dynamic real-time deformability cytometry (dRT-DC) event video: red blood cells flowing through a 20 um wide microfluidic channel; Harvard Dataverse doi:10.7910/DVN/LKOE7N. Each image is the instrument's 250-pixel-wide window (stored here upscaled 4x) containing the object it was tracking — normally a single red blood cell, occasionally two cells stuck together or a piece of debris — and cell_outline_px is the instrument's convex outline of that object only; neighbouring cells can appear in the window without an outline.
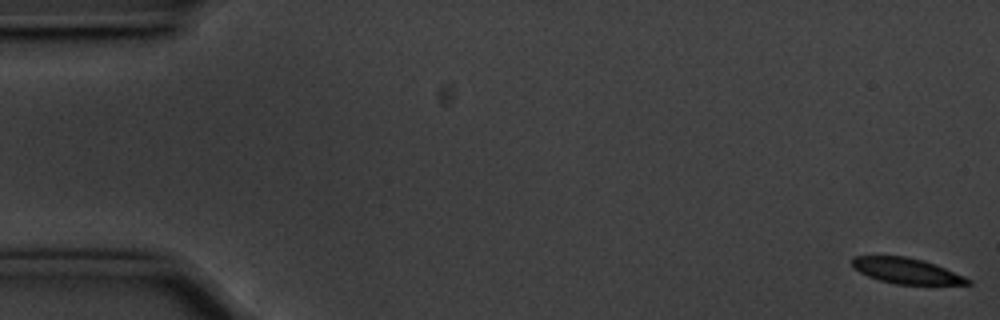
{"species": "common noctule bat (a hibernating species)", "species_latin": "Nyctalus noctula", "temperature_condition": "cold", "stored_images_in_passage": 57, "camera_frame_rate_fps": 3000, "um_per_image_px": 0.085, "animal": {"sex": "male", "body_mass_g": 20.1, "forearm_length_mm": 53.5}, "frame": {"image": 1, "passage_image": 1, "time_ms": 0.0, "image_size_px": [1000, 320], "cell_outline_px": [[972, 284], [896, 284], [880, 280], [868, 276], [852, 268], [852, 256], [904, 256], [920, 260], [944, 268], [964, 276], [972, 280]], "centroid_in_image_um": [77.01, 23.02], "position_along_channel_um": 8.0, "area_um2": 16.94}}
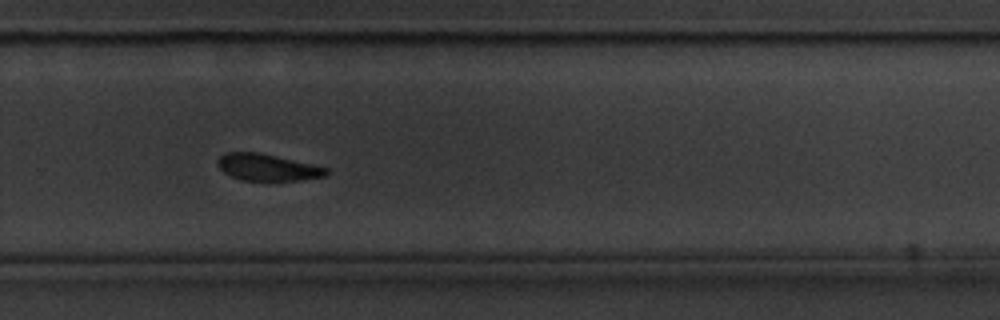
{"frame": {"image": 2, "passage_image": 38, "time_ms": 12.333, "image_size_px": [1000, 320], "cell_outline_px": [[328, 172], [324, 176], [300, 180], [240, 180], [224, 172], [216, 164], [216, 160], [224, 152], [260, 152], [312, 164], [328, 168]], "centroid_in_image_um": [22.69, 14.21], "position_along_channel_um": 307.1, "area_um2": 16.88}}
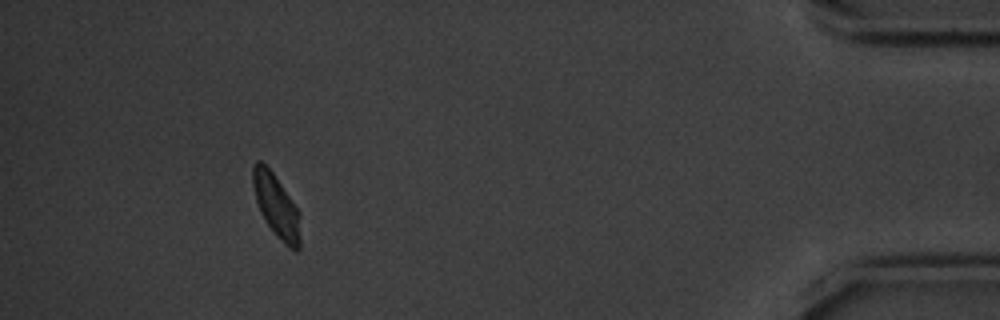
{"frame": {"image": 3, "passage_image": 52, "time_ms": 17.0, "image_size_px": [1000, 320], "cell_outline_px": [[300, 248], [296, 252], [288, 248], [276, 236], [264, 220], [260, 212], [256, 200], [252, 184], [252, 164], [256, 160], [260, 160], [272, 172], [300, 212]], "centroid_in_image_um": [23.49, 17.54], "position_along_channel_um": 411.7, "area_um2": 17.63}, "authors_computed_cell_mechanics": {"area_um2": 18.7272, "velocity_mm_per_s": 3.5256, "shape_relaxation_time_tau1_ms": 2.8189, "shape_relaxation_time_tau2_ms": 6.957, "deformation_change_tau1": 0.097, "deformation_change_tau2": 0.109}}